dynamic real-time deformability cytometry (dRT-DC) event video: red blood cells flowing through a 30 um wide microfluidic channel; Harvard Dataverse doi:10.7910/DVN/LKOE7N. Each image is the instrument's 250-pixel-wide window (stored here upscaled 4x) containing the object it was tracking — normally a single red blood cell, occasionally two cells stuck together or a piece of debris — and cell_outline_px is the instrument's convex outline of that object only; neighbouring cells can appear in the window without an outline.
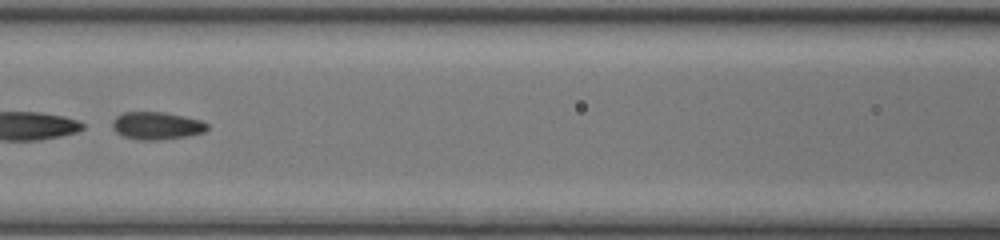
{"species": "common noctule bat (a hibernating species)", "species_latin": "Nyctalus noctula", "temperature_condition": "room temperature", "stored_images_in_passage": 37, "segment_of_instrument_passage": [2, 2], "camera_frame_rate_fps": 3000, "um_per_image_px": 0.085, "animal": {"sex": "female", "body_mass_g": 17.0, "forearm_length_mm": 48.0}, "frame": {"image": 1, "passage_image": 11, "time_ms": 3.333, "image_size_px": [1000, 240], "cell_outline_px": [[208, 128], [204, 132], [188, 136], [160, 140], [140, 140], [124, 136], [116, 132], [112, 128], [112, 120], [116, 116], [124, 112], [164, 112], [200, 120], [208, 124]], "centroid_in_image_um": [13.3, 10.69], "position_along_channel_um": 153.3, "area_um2": 15.26}}